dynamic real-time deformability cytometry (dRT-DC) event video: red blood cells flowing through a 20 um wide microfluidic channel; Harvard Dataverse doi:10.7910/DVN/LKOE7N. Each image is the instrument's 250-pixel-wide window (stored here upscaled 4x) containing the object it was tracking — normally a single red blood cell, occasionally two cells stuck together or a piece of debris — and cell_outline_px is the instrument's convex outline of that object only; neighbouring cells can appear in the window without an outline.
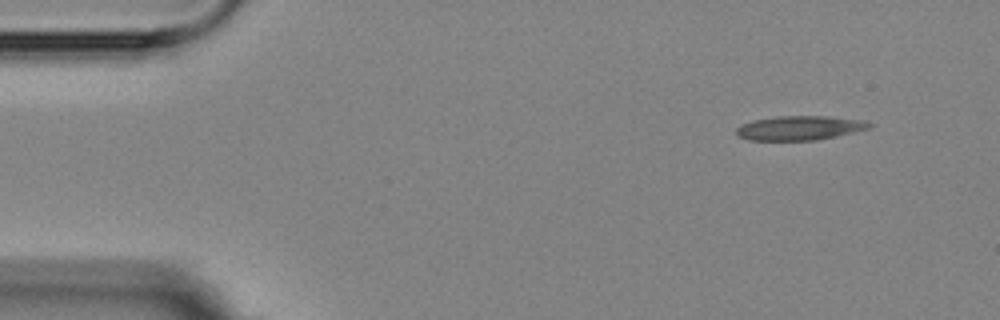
{"species": "Egyptian fruit bat (a non-hibernating species)", "species_latin": "Rousettus aegyptiacus", "temperature_condition": "room temperature", "stored_images_in_passage": 5, "camera_frame_rate_fps": 3000, "um_per_image_px": 0.085, "animal": {"sex": "female"}, "frame": {"image": 1, "passage_image": 1, "time_ms": 0.0, "image_size_px": [1000, 320], "cell_outline_px": [[876, 124], [868, 128], [852, 132], [816, 140], [748, 140], [736, 136], [736, 128], [740, 124], [756, 120], [776, 116], [828, 116], [864, 120]], "centroid_in_image_um": [67.94, 10.87], "position_along_channel_um": 17.1, "area_um2": 18.79}}
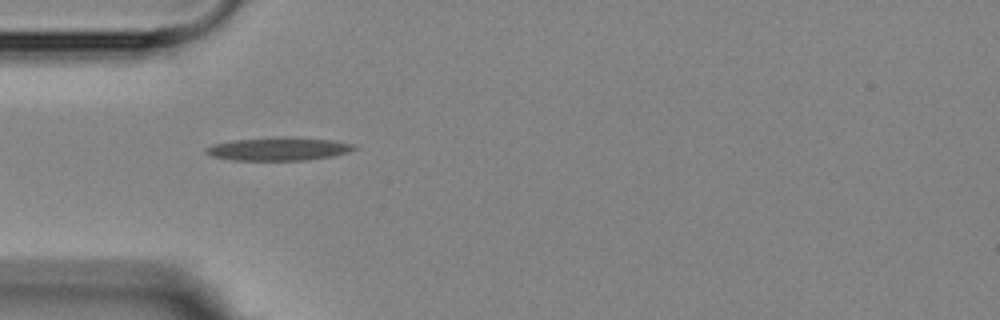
{"frame": {"image": 2, "passage_image": 4, "time_ms": 3.667, "image_size_px": [1000, 320], "cell_outline_px": [[360, 148], [348, 152], [332, 156], [308, 160], [232, 160], [212, 156], [204, 152], [204, 148], [212, 144], [232, 140], [284, 136], [292, 136], [332, 140], [352, 144]], "centroid_in_image_um": [23.67, 12.65], "position_along_channel_um": 61.3, "area_um2": 20.29}}
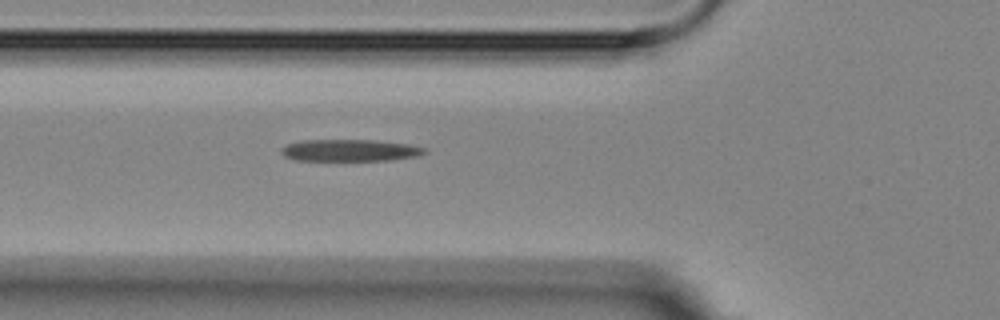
{"frame": {"image": 3, "passage_image": 5, "time_ms": 4.667, "image_size_px": [1000, 320], "cell_outline_px": [[428, 152], [416, 156], [388, 160], [296, 160], [284, 156], [280, 152], [280, 148], [288, 144], [300, 140], [372, 140], [412, 144], [428, 148]], "centroid_in_image_um": [29.76, 12.77], "position_along_channel_um": 96.0, "area_um2": 18.32}}